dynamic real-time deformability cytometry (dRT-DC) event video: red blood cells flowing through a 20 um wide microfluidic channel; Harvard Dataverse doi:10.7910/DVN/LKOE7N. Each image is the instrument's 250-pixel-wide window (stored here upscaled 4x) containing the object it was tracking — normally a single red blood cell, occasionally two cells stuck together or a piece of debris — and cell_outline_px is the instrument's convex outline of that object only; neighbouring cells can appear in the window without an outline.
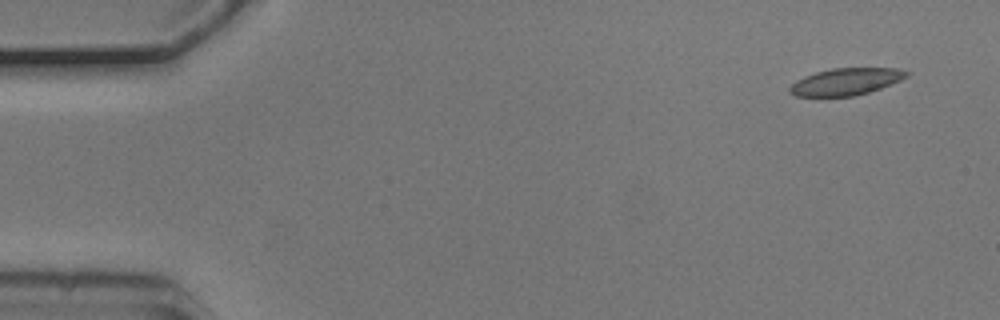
{"species": "common noctule bat (a hibernating species)", "species_latin": "Nyctalus noctula", "temperature_condition": "cold", "stored_images_in_passage": 8, "camera_frame_rate_fps": 3000, "um_per_image_px": 0.085, "animal": {"sex": "male", "body_mass_g": 20.5, "forearm_length_mm": 52.5}, "frame": {"image": 1, "passage_image": 1, "time_ms": 0.0, "image_size_px": [1000, 320], "cell_outline_px": [[912, 72], [908, 76], [900, 80], [880, 88], [868, 92], [852, 96], [796, 96], [788, 92], [788, 88], [796, 80], [804, 76], [816, 72], [832, 68], [900, 68]], "centroid_in_image_um": [71.91, 6.93], "position_along_channel_um": 13.1, "area_um2": 18.38}}
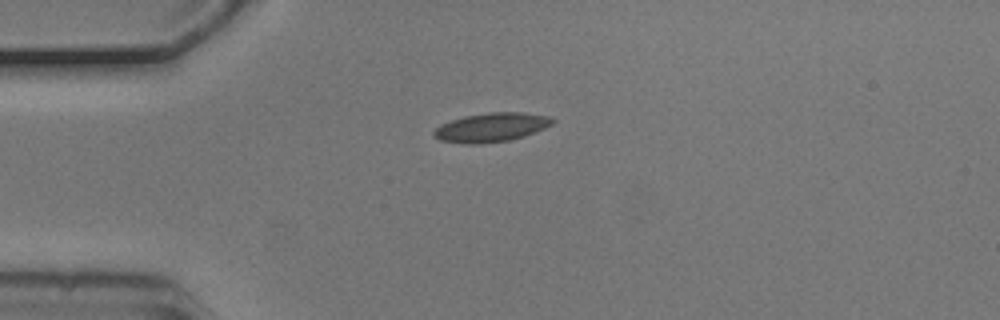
{"frame": {"image": 2, "passage_image": 4, "time_ms": 1.0, "image_size_px": [1000, 320], "cell_outline_px": [[556, 120], [552, 124], [544, 128], [524, 136], [508, 140], [480, 144], [468, 144], [440, 140], [432, 136], [432, 132], [440, 124], [464, 116], [488, 112], [524, 112], [548, 116]], "centroid_in_image_um": [41.74, 10.82], "position_along_channel_um": 43.3, "area_um2": 20.06}}